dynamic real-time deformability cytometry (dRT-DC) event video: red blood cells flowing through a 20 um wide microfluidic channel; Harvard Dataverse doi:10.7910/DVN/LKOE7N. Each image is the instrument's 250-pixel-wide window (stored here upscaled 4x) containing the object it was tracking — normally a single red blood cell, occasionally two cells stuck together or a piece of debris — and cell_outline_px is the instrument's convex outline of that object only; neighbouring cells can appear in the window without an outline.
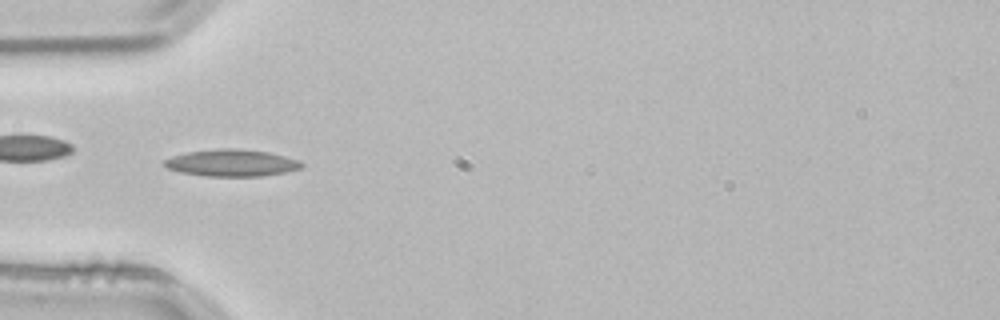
{"species": "common noctule bat (a hibernating species)", "species_latin": "Nyctalus noctula", "temperature_condition": "room temperature", "stored_images_in_passage": 4, "camera_frame_rate_fps": 3000, "um_per_image_px": 0.085, "animal": {"sex": "male", "body_mass_g": 21.5, "forearm_length_mm": 52.0}, "frame": {"image": 1, "passage_image": 4, "time_ms": 1.0, "image_size_px": [1000, 320], "cell_outline_px": [[304, 164], [300, 168], [284, 172], [264, 176], [204, 176], [180, 172], [168, 168], [164, 164], [164, 160], [172, 156], [188, 152], [220, 148], [232, 148], [268, 152], [300, 160]], "centroid_in_image_um": [19.69, 13.85], "position_along_channel_um": 65.3, "area_um2": 21.39}}